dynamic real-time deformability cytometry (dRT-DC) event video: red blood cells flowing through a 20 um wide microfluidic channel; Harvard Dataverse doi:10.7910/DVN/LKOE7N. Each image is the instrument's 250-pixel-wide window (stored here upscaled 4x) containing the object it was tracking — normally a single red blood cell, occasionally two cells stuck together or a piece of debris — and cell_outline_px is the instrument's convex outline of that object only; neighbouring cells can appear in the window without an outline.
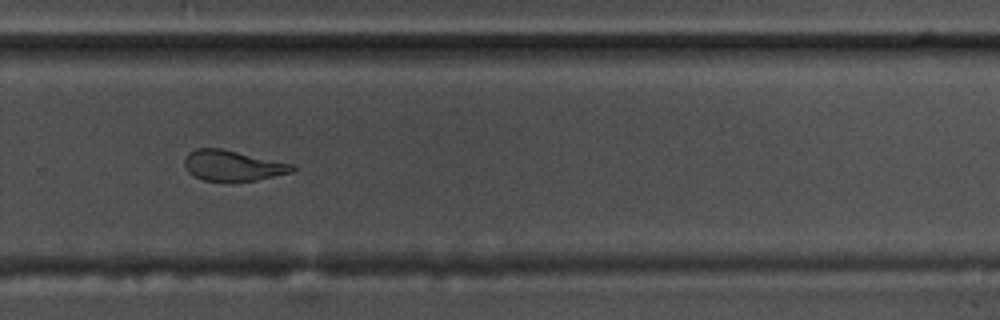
{"species": "common noctule bat (a hibernating species)", "species_latin": "Nyctalus noctula", "temperature_condition": "warm", "stored_images_in_passage": 37, "camera_frame_rate_fps": 3000, "um_per_image_px": 0.085, "animal": {"sex": "male", "body_mass_g": 17.5, "forearm_length_mm": 52.3}, "frame": {"image": 1, "passage_image": 27, "time_ms": 8.667, "image_size_px": [1000, 320], "cell_outline_px": [[296, 168], [292, 172], [256, 180], [228, 184], [204, 180], [188, 172], [184, 168], [184, 156], [188, 152], [196, 148], [220, 148], [292, 164]], "centroid_in_image_um": [19.72, 14.11], "position_along_channel_um": 310.1, "area_um2": 19.59}, "authors_computed_cell_mechanics": {"area_um2": 20.3456, "velocity_mm_per_s": 3.6695, "shape_relaxation_time_tau1_ms": 6.333, "shape_relaxation_time_tau2_ms": 2.069, "deformation_change_tau1": 0.2029, "deformation_change_tau2": 0.0907}}